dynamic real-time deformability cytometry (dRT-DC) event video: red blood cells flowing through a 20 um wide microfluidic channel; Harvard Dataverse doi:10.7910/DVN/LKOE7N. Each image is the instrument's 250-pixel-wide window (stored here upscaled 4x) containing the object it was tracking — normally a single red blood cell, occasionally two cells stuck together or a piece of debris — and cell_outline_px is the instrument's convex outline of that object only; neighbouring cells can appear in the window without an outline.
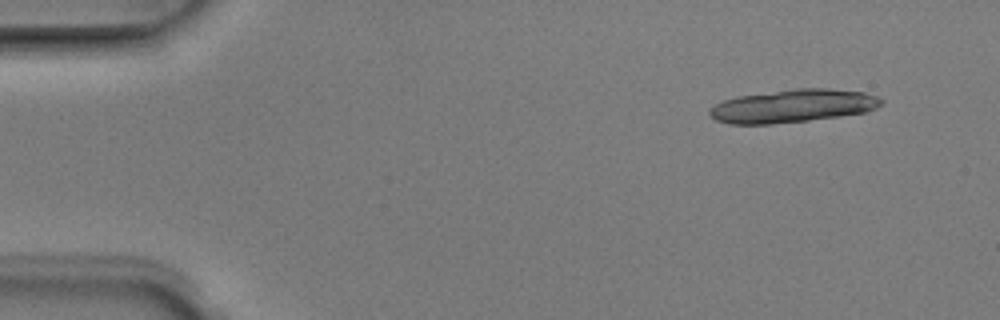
{"species": "Egyptian fruit bat (a non-hibernating species)", "species_latin": "Rousettus aegyptiacus", "temperature_condition": "room temperature", "stored_images_in_passage": 4, "camera_frame_rate_fps": 3000, "um_per_image_px": 0.085, "animal": {"sex": "male"}, "frame": {"image": 1, "passage_image": 1, "time_ms": 0.0, "image_size_px": [1000, 320], "cell_outline_px": [[884, 100], [876, 108], [864, 112], [840, 116], [808, 120], [772, 124], [732, 124], [716, 120], [708, 112], [716, 104], [724, 100], [736, 96], [796, 88], [828, 88], [864, 92], [876, 96]], "centroid_in_image_um": [67.4, 9.0], "position_along_channel_um": 17.6, "area_um2": 32.89}}